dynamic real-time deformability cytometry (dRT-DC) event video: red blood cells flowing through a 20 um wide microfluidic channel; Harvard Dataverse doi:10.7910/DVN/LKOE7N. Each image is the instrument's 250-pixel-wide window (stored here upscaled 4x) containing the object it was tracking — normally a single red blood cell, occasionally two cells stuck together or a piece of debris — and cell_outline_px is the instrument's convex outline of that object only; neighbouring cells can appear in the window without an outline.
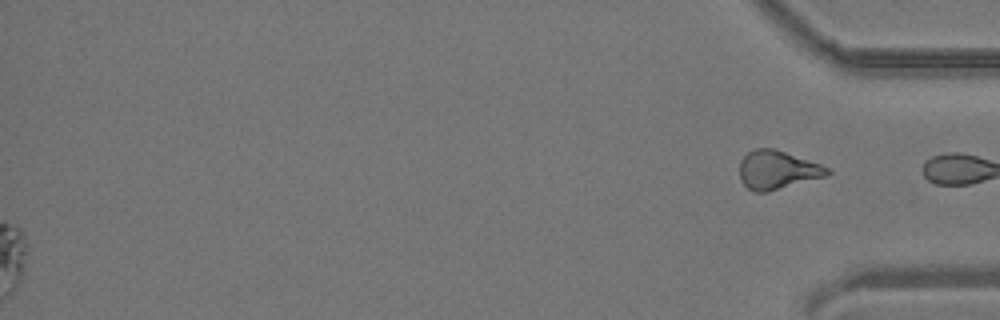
{"species": "common noctule bat (a hibernating species)", "species_latin": "Nyctalus noctula", "temperature_condition": "room temperature", "stored_images_in_passage": 38, "segment_of_instrument_passage": [2, 2], "camera_frame_rate_fps": 3000, "um_per_image_px": 0.085, "animal": {"sex": "male", "body_mass_g": 19.2, "forearm_length_mm": 51.8}, "frame": {"image": 1, "passage_image": 38, "time_ms": 12.333, "image_size_px": [1000, 320], "cell_outline_px": [[832, 172], [828, 176], [768, 192], [752, 192], [740, 180], [740, 164], [744, 156], [748, 152], [756, 148], [772, 148], [820, 164], [828, 168]], "centroid_in_image_um": [66.08, 14.47], "position_along_channel_um": 369.1, "area_um2": 19.65}}